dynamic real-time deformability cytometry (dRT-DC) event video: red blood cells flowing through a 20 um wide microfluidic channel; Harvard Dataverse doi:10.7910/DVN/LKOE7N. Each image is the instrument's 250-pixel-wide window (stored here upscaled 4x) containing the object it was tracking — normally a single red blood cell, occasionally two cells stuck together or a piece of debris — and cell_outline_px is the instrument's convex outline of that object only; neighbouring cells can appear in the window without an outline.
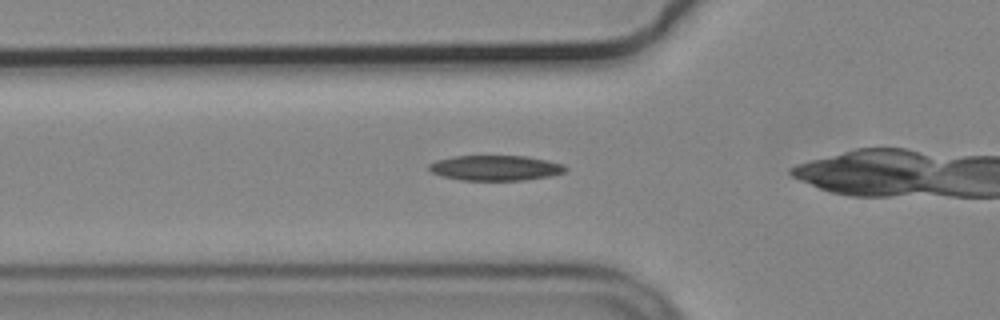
{"species": "common noctule bat (a hibernating species)", "species_latin": "Nyctalus noctula", "temperature_condition": "cold", "stored_images_in_passage": 38, "camera_frame_rate_fps": 3000, "um_per_image_px": 0.085, "animal": {"sex": "male", "body_mass_g": 19.2, "forearm_length_mm": 51.8}, "frame": {"image": 1, "passage_image": 14, "time_ms": 4.333, "image_size_px": [1000, 320], "cell_outline_px": [[568, 168], [564, 172], [548, 176], [524, 180], [460, 180], [440, 176], [432, 172], [428, 168], [428, 164], [436, 160], [452, 156], [524, 156], [564, 164]], "centroid_in_image_um": [42.06, 14.27], "position_along_channel_um": 83.7, "area_um2": 20.0}}
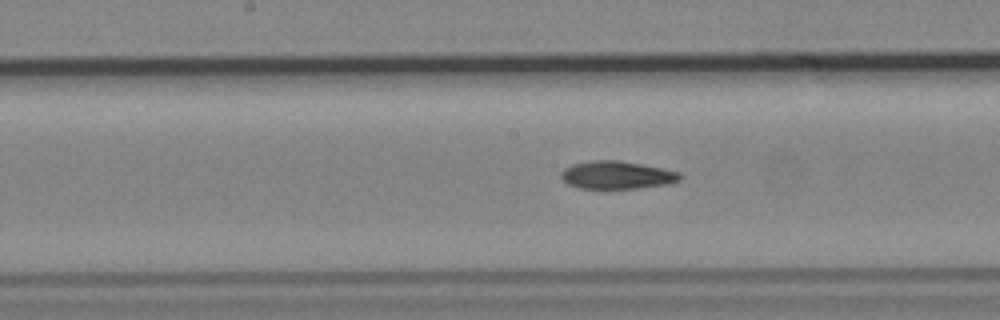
{"frame": {"image": 2, "passage_image": 23, "time_ms": 7.333, "image_size_px": [1000, 320], "cell_outline_px": [[684, 176], [680, 180], [668, 184], [636, 188], [580, 188], [568, 184], [560, 176], [560, 172], [564, 168], [572, 164], [592, 160], [620, 160], [680, 172]], "centroid_in_image_um": [52.43, 14.87], "position_along_channel_um": 195.8, "area_um2": 19.25}}
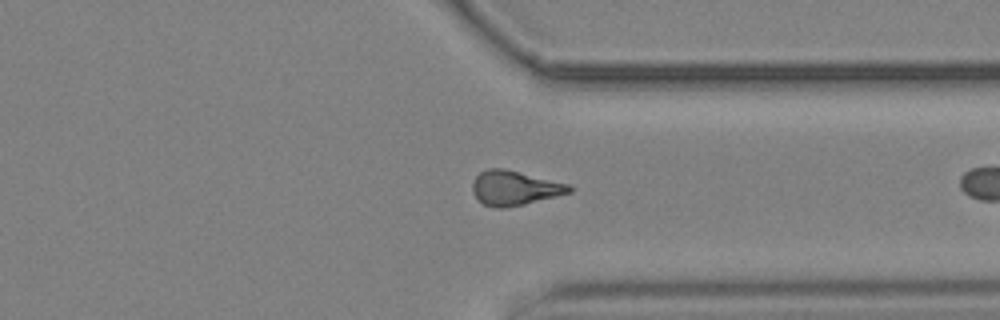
{"frame": {"image": 3, "passage_image": 37, "time_ms": 12.0, "image_size_px": [1000, 320], "cell_outline_px": [[572, 192], [524, 204], [504, 208], [496, 208], [484, 204], [472, 192], [472, 184], [476, 176], [480, 172], [488, 168], [504, 168], [568, 184], [572, 188]], "centroid_in_image_um": [43.72, 15.97], "position_along_channel_um": 367.7, "area_um2": 19.25}}